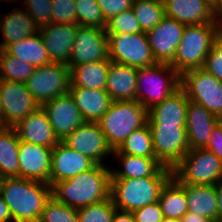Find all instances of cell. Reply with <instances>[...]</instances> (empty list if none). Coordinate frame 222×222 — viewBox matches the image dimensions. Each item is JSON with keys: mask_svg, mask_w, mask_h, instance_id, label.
Instances as JSON below:
<instances>
[{"mask_svg": "<svg viewBox=\"0 0 222 222\" xmlns=\"http://www.w3.org/2000/svg\"><path fill=\"white\" fill-rule=\"evenodd\" d=\"M59 202L79 209L110 198L111 168L96 164L93 168L51 186Z\"/></svg>", "mask_w": 222, "mask_h": 222, "instance_id": "obj_1", "label": "cell"}, {"mask_svg": "<svg viewBox=\"0 0 222 222\" xmlns=\"http://www.w3.org/2000/svg\"><path fill=\"white\" fill-rule=\"evenodd\" d=\"M51 196L50 184L22 177H6L1 194L14 222H39Z\"/></svg>", "mask_w": 222, "mask_h": 222, "instance_id": "obj_2", "label": "cell"}, {"mask_svg": "<svg viewBox=\"0 0 222 222\" xmlns=\"http://www.w3.org/2000/svg\"><path fill=\"white\" fill-rule=\"evenodd\" d=\"M172 176L173 169L164 166L155 176L111 178L110 197L118 210L133 212L157 202L163 186Z\"/></svg>", "mask_w": 222, "mask_h": 222, "instance_id": "obj_3", "label": "cell"}, {"mask_svg": "<svg viewBox=\"0 0 222 222\" xmlns=\"http://www.w3.org/2000/svg\"><path fill=\"white\" fill-rule=\"evenodd\" d=\"M148 110L137 100L113 101L97 122L112 150L118 149L126 138L147 124Z\"/></svg>", "mask_w": 222, "mask_h": 222, "instance_id": "obj_4", "label": "cell"}, {"mask_svg": "<svg viewBox=\"0 0 222 222\" xmlns=\"http://www.w3.org/2000/svg\"><path fill=\"white\" fill-rule=\"evenodd\" d=\"M215 36V23L186 25L170 65L180 75L187 70L202 68Z\"/></svg>", "mask_w": 222, "mask_h": 222, "instance_id": "obj_5", "label": "cell"}, {"mask_svg": "<svg viewBox=\"0 0 222 222\" xmlns=\"http://www.w3.org/2000/svg\"><path fill=\"white\" fill-rule=\"evenodd\" d=\"M179 87L180 74L170 64L156 63L137 68L136 98L147 110L161 103Z\"/></svg>", "mask_w": 222, "mask_h": 222, "instance_id": "obj_6", "label": "cell"}, {"mask_svg": "<svg viewBox=\"0 0 222 222\" xmlns=\"http://www.w3.org/2000/svg\"><path fill=\"white\" fill-rule=\"evenodd\" d=\"M182 184L216 185L222 180V161L206 148L190 149L173 168Z\"/></svg>", "mask_w": 222, "mask_h": 222, "instance_id": "obj_7", "label": "cell"}, {"mask_svg": "<svg viewBox=\"0 0 222 222\" xmlns=\"http://www.w3.org/2000/svg\"><path fill=\"white\" fill-rule=\"evenodd\" d=\"M180 87L189 100L203 105L222 119V81L203 68L191 69L180 75Z\"/></svg>", "mask_w": 222, "mask_h": 222, "instance_id": "obj_8", "label": "cell"}, {"mask_svg": "<svg viewBox=\"0 0 222 222\" xmlns=\"http://www.w3.org/2000/svg\"><path fill=\"white\" fill-rule=\"evenodd\" d=\"M39 106L68 93L71 85L70 68L61 63H53L35 68L24 83Z\"/></svg>", "mask_w": 222, "mask_h": 222, "instance_id": "obj_9", "label": "cell"}, {"mask_svg": "<svg viewBox=\"0 0 222 222\" xmlns=\"http://www.w3.org/2000/svg\"><path fill=\"white\" fill-rule=\"evenodd\" d=\"M109 60L135 68L150 67L157 62L146 33L107 34Z\"/></svg>", "mask_w": 222, "mask_h": 222, "instance_id": "obj_10", "label": "cell"}, {"mask_svg": "<svg viewBox=\"0 0 222 222\" xmlns=\"http://www.w3.org/2000/svg\"><path fill=\"white\" fill-rule=\"evenodd\" d=\"M157 160L173 169L190 150L185 127L149 126Z\"/></svg>", "mask_w": 222, "mask_h": 222, "instance_id": "obj_11", "label": "cell"}, {"mask_svg": "<svg viewBox=\"0 0 222 222\" xmlns=\"http://www.w3.org/2000/svg\"><path fill=\"white\" fill-rule=\"evenodd\" d=\"M109 60L108 36L105 29L79 25L67 66Z\"/></svg>", "mask_w": 222, "mask_h": 222, "instance_id": "obj_12", "label": "cell"}, {"mask_svg": "<svg viewBox=\"0 0 222 222\" xmlns=\"http://www.w3.org/2000/svg\"><path fill=\"white\" fill-rule=\"evenodd\" d=\"M0 90L1 120L4 127L13 128L39 107L24 83L0 80Z\"/></svg>", "mask_w": 222, "mask_h": 222, "instance_id": "obj_13", "label": "cell"}, {"mask_svg": "<svg viewBox=\"0 0 222 222\" xmlns=\"http://www.w3.org/2000/svg\"><path fill=\"white\" fill-rule=\"evenodd\" d=\"M62 142L98 165H104V159L113 154L97 122H84Z\"/></svg>", "mask_w": 222, "mask_h": 222, "instance_id": "obj_14", "label": "cell"}, {"mask_svg": "<svg viewBox=\"0 0 222 222\" xmlns=\"http://www.w3.org/2000/svg\"><path fill=\"white\" fill-rule=\"evenodd\" d=\"M186 25L164 17L153 29L146 32L157 63L171 64Z\"/></svg>", "mask_w": 222, "mask_h": 222, "instance_id": "obj_15", "label": "cell"}, {"mask_svg": "<svg viewBox=\"0 0 222 222\" xmlns=\"http://www.w3.org/2000/svg\"><path fill=\"white\" fill-rule=\"evenodd\" d=\"M41 107L60 141L85 122L69 92L44 103Z\"/></svg>", "mask_w": 222, "mask_h": 222, "instance_id": "obj_16", "label": "cell"}, {"mask_svg": "<svg viewBox=\"0 0 222 222\" xmlns=\"http://www.w3.org/2000/svg\"><path fill=\"white\" fill-rule=\"evenodd\" d=\"M19 177L50 184L52 148L19 141Z\"/></svg>", "mask_w": 222, "mask_h": 222, "instance_id": "obj_17", "label": "cell"}, {"mask_svg": "<svg viewBox=\"0 0 222 222\" xmlns=\"http://www.w3.org/2000/svg\"><path fill=\"white\" fill-rule=\"evenodd\" d=\"M79 25L49 23L39 28L42 42L53 63L68 64L72 45Z\"/></svg>", "mask_w": 222, "mask_h": 222, "instance_id": "obj_18", "label": "cell"}, {"mask_svg": "<svg viewBox=\"0 0 222 222\" xmlns=\"http://www.w3.org/2000/svg\"><path fill=\"white\" fill-rule=\"evenodd\" d=\"M95 165L96 163L89 157L69 148L60 141L52 148L50 186L56 182L70 179Z\"/></svg>", "mask_w": 222, "mask_h": 222, "instance_id": "obj_19", "label": "cell"}, {"mask_svg": "<svg viewBox=\"0 0 222 222\" xmlns=\"http://www.w3.org/2000/svg\"><path fill=\"white\" fill-rule=\"evenodd\" d=\"M220 120L203 105L189 100L185 125L189 148H204L211 137L213 128Z\"/></svg>", "mask_w": 222, "mask_h": 222, "instance_id": "obj_20", "label": "cell"}, {"mask_svg": "<svg viewBox=\"0 0 222 222\" xmlns=\"http://www.w3.org/2000/svg\"><path fill=\"white\" fill-rule=\"evenodd\" d=\"M188 102L189 98L179 87L161 103L148 110V125L185 127Z\"/></svg>", "mask_w": 222, "mask_h": 222, "instance_id": "obj_21", "label": "cell"}, {"mask_svg": "<svg viewBox=\"0 0 222 222\" xmlns=\"http://www.w3.org/2000/svg\"><path fill=\"white\" fill-rule=\"evenodd\" d=\"M13 128L19 140L28 143L54 148L60 142L41 106Z\"/></svg>", "mask_w": 222, "mask_h": 222, "instance_id": "obj_22", "label": "cell"}, {"mask_svg": "<svg viewBox=\"0 0 222 222\" xmlns=\"http://www.w3.org/2000/svg\"><path fill=\"white\" fill-rule=\"evenodd\" d=\"M165 16L184 25L214 23L212 5L205 0H163Z\"/></svg>", "mask_w": 222, "mask_h": 222, "instance_id": "obj_23", "label": "cell"}, {"mask_svg": "<svg viewBox=\"0 0 222 222\" xmlns=\"http://www.w3.org/2000/svg\"><path fill=\"white\" fill-rule=\"evenodd\" d=\"M137 68L110 61L105 90L112 101L137 100Z\"/></svg>", "mask_w": 222, "mask_h": 222, "instance_id": "obj_24", "label": "cell"}, {"mask_svg": "<svg viewBox=\"0 0 222 222\" xmlns=\"http://www.w3.org/2000/svg\"><path fill=\"white\" fill-rule=\"evenodd\" d=\"M68 92L85 122H98L113 102L106 90L70 87Z\"/></svg>", "mask_w": 222, "mask_h": 222, "instance_id": "obj_25", "label": "cell"}, {"mask_svg": "<svg viewBox=\"0 0 222 222\" xmlns=\"http://www.w3.org/2000/svg\"><path fill=\"white\" fill-rule=\"evenodd\" d=\"M21 9L16 7L7 14H4V16L0 14V31H2L3 36L2 42L0 41V48L2 50L9 44L18 42L39 31V28L28 13L23 7Z\"/></svg>", "mask_w": 222, "mask_h": 222, "instance_id": "obj_26", "label": "cell"}, {"mask_svg": "<svg viewBox=\"0 0 222 222\" xmlns=\"http://www.w3.org/2000/svg\"><path fill=\"white\" fill-rule=\"evenodd\" d=\"M121 162V170L111 168V178H143L155 176L164 166L157 158L122 154L113 150L112 157Z\"/></svg>", "mask_w": 222, "mask_h": 222, "instance_id": "obj_27", "label": "cell"}, {"mask_svg": "<svg viewBox=\"0 0 222 222\" xmlns=\"http://www.w3.org/2000/svg\"><path fill=\"white\" fill-rule=\"evenodd\" d=\"M188 212L217 222V192L215 185L185 184Z\"/></svg>", "mask_w": 222, "mask_h": 222, "instance_id": "obj_28", "label": "cell"}, {"mask_svg": "<svg viewBox=\"0 0 222 222\" xmlns=\"http://www.w3.org/2000/svg\"><path fill=\"white\" fill-rule=\"evenodd\" d=\"M110 60L83 63L70 68V87L105 90Z\"/></svg>", "mask_w": 222, "mask_h": 222, "instance_id": "obj_29", "label": "cell"}, {"mask_svg": "<svg viewBox=\"0 0 222 222\" xmlns=\"http://www.w3.org/2000/svg\"><path fill=\"white\" fill-rule=\"evenodd\" d=\"M158 201L165 219L180 220L188 212L185 184L174 176L163 186Z\"/></svg>", "mask_w": 222, "mask_h": 222, "instance_id": "obj_30", "label": "cell"}, {"mask_svg": "<svg viewBox=\"0 0 222 222\" xmlns=\"http://www.w3.org/2000/svg\"><path fill=\"white\" fill-rule=\"evenodd\" d=\"M9 55L29 63L35 68L51 63L48 52L42 42L40 32L9 44L4 49Z\"/></svg>", "mask_w": 222, "mask_h": 222, "instance_id": "obj_31", "label": "cell"}, {"mask_svg": "<svg viewBox=\"0 0 222 222\" xmlns=\"http://www.w3.org/2000/svg\"><path fill=\"white\" fill-rule=\"evenodd\" d=\"M19 141L14 128L0 131V174L5 177H19Z\"/></svg>", "mask_w": 222, "mask_h": 222, "instance_id": "obj_32", "label": "cell"}, {"mask_svg": "<svg viewBox=\"0 0 222 222\" xmlns=\"http://www.w3.org/2000/svg\"><path fill=\"white\" fill-rule=\"evenodd\" d=\"M132 10L143 32L156 27L165 17L163 0H134Z\"/></svg>", "mask_w": 222, "mask_h": 222, "instance_id": "obj_33", "label": "cell"}, {"mask_svg": "<svg viewBox=\"0 0 222 222\" xmlns=\"http://www.w3.org/2000/svg\"><path fill=\"white\" fill-rule=\"evenodd\" d=\"M117 150L122 154L156 158L148 123L141 129L133 131Z\"/></svg>", "mask_w": 222, "mask_h": 222, "instance_id": "obj_34", "label": "cell"}, {"mask_svg": "<svg viewBox=\"0 0 222 222\" xmlns=\"http://www.w3.org/2000/svg\"><path fill=\"white\" fill-rule=\"evenodd\" d=\"M34 70L33 65L22 62L19 58L9 55L5 50L1 49L0 80L25 83Z\"/></svg>", "mask_w": 222, "mask_h": 222, "instance_id": "obj_35", "label": "cell"}, {"mask_svg": "<svg viewBox=\"0 0 222 222\" xmlns=\"http://www.w3.org/2000/svg\"><path fill=\"white\" fill-rule=\"evenodd\" d=\"M76 24L81 26H94L106 28L107 21L104 19L97 0H75Z\"/></svg>", "mask_w": 222, "mask_h": 222, "instance_id": "obj_36", "label": "cell"}, {"mask_svg": "<svg viewBox=\"0 0 222 222\" xmlns=\"http://www.w3.org/2000/svg\"><path fill=\"white\" fill-rule=\"evenodd\" d=\"M111 197L77 209L79 222H112L115 210Z\"/></svg>", "mask_w": 222, "mask_h": 222, "instance_id": "obj_37", "label": "cell"}, {"mask_svg": "<svg viewBox=\"0 0 222 222\" xmlns=\"http://www.w3.org/2000/svg\"><path fill=\"white\" fill-rule=\"evenodd\" d=\"M39 222H79L77 209L69 207L51 196L46 202Z\"/></svg>", "mask_w": 222, "mask_h": 222, "instance_id": "obj_38", "label": "cell"}, {"mask_svg": "<svg viewBox=\"0 0 222 222\" xmlns=\"http://www.w3.org/2000/svg\"><path fill=\"white\" fill-rule=\"evenodd\" d=\"M106 34H136L143 32L132 9H127L107 20Z\"/></svg>", "mask_w": 222, "mask_h": 222, "instance_id": "obj_39", "label": "cell"}, {"mask_svg": "<svg viewBox=\"0 0 222 222\" xmlns=\"http://www.w3.org/2000/svg\"><path fill=\"white\" fill-rule=\"evenodd\" d=\"M22 5L38 28L51 23L52 0H24Z\"/></svg>", "mask_w": 222, "mask_h": 222, "instance_id": "obj_40", "label": "cell"}, {"mask_svg": "<svg viewBox=\"0 0 222 222\" xmlns=\"http://www.w3.org/2000/svg\"><path fill=\"white\" fill-rule=\"evenodd\" d=\"M51 22L76 24L75 0H52Z\"/></svg>", "mask_w": 222, "mask_h": 222, "instance_id": "obj_41", "label": "cell"}, {"mask_svg": "<svg viewBox=\"0 0 222 222\" xmlns=\"http://www.w3.org/2000/svg\"><path fill=\"white\" fill-rule=\"evenodd\" d=\"M211 73L215 78L222 81V39L215 36L212 42V48L208 53L202 67Z\"/></svg>", "mask_w": 222, "mask_h": 222, "instance_id": "obj_42", "label": "cell"}, {"mask_svg": "<svg viewBox=\"0 0 222 222\" xmlns=\"http://www.w3.org/2000/svg\"><path fill=\"white\" fill-rule=\"evenodd\" d=\"M136 222H162L165 218L159 201L132 212Z\"/></svg>", "mask_w": 222, "mask_h": 222, "instance_id": "obj_43", "label": "cell"}, {"mask_svg": "<svg viewBox=\"0 0 222 222\" xmlns=\"http://www.w3.org/2000/svg\"><path fill=\"white\" fill-rule=\"evenodd\" d=\"M133 1L134 0H97L106 21L124 10L132 9Z\"/></svg>", "mask_w": 222, "mask_h": 222, "instance_id": "obj_44", "label": "cell"}, {"mask_svg": "<svg viewBox=\"0 0 222 222\" xmlns=\"http://www.w3.org/2000/svg\"><path fill=\"white\" fill-rule=\"evenodd\" d=\"M204 148L210 150L222 161V120L213 128L211 137Z\"/></svg>", "mask_w": 222, "mask_h": 222, "instance_id": "obj_45", "label": "cell"}, {"mask_svg": "<svg viewBox=\"0 0 222 222\" xmlns=\"http://www.w3.org/2000/svg\"><path fill=\"white\" fill-rule=\"evenodd\" d=\"M112 222H136L132 212H126L116 209Z\"/></svg>", "mask_w": 222, "mask_h": 222, "instance_id": "obj_46", "label": "cell"}, {"mask_svg": "<svg viewBox=\"0 0 222 222\" xmlns=\"http://www.w3.org/2000/svg\"><path fill=\"white\" fill-rule=\"evenodd\" d=\"M12 215L8 205L4 199L0 196V222H11Z\"/></svg>", "mask_w": 222, "mask_h": 222, "instance_id": "obj_47", "label": "cell"}, {"mask_svg": "<svg viewBox=\"0 0 222 222\" xmlns=\"http://www.w3.org/2000/svg\"><path fill=\"white\" fill-rule=\"evenodd\" d=\"M217 192V222H222V180L216 185Z\"/></svg>", "mask_w": 222, "mask_h": 222, "instance_id": "obj_48", "label": "cell"}, {"mask_svg": "<svg viewBox=\"0 0 222 222\" xmlns=\"http://www.w3.org/2000/svg\"><path fill=\"white\" fill-rule=\"evenodd\" d=\"M181 222H211L204 216L197 215L192 212H187L181 219Z\"/></svg>", "mask_w": 222, "mask_h": 222, "instance_id": "obj_49", "label": "cell"}, {"mask_svg": "<svg viewBox=\"0 0 222 222\" xmlns=\"http://www.w3.org/2000/svg\"><path fill=\"white\" fill-rule=\"evenodd\" d=\"M216 36L222 39V11L215 14Z\"/></svg>", "mask_w": 222, "mask_h": 222, "instance_id": "obj_50", "label": "cell"}, {"mask_svg": "<svg viewBox=\"0 0 222 222\" xmlns=\"http://www.w3.org/2000/svg\"><path fill=\"white\" fill-rule=\"evenodd\" d=\"M212 8L215 14L222 11V0H216Z\"/></svg>", "mask_w": 222, "mask_h": 222, "instance_id": "obj_51", "label": "cell"}, {"mask_svg": "<svg viewBox=\"0 0 222 222\" xmlns=\"http://www.w3.org/2000/svg\"><path fill=\"white\" fill-rule=\"evenodd\" d=\"M5 179H6V177L3 176L2 174H0V196L2 194V190H3V185H4V182H5Z\"/></svg>", "mask_w": 222, "mask_h": 222, "instance_id": "obj_52", "label": "cell"}, {"mask_svg": "<svg viewBox=\"0 0 222 222\" xmlns=\"http://www.w3.org/2000/svg\"><path fill=\"white\" fill-rule=\"evenodd\" d=\"M162 222H181L180 220L164 219Z\"/></svg>", "mask_w": 222, "mask_h": 222, "instance_id": "obj_53", "label": "cell"}, {"mask_svg": "<svg viewBox=\"0 0 222 222\" xmlns=\"http://www.w3.org/2000/svg\"><path fill=\"white\" fill-rule=\"evenodd\" d=\"M1 107H2V94L0 90V117H1Z\"/></svg>", "mask_w": 222, "mask_h": 222, "instance_id": "obj_54", "label": "cell"}, {"mask_svg": "<svg viewBox=\"0 0 222 222\" xmlns=\"http://www.w3.org/2000/svg\"><path fill=\"white\" fill-rule=\"evenodd\" d=\"M205 1H207L210 5H214L215 4V2H216V0H205Z\"/></svg>", "mask_w": 222, "mask_h": 222, "instance_id": "obj_55", "label": "cell"}, {"mask_svg": "<svg viewBox=\"0 0 222 222\" xmlns=\"http://www.w3.org/2000/svg\"><path fill=\"white\" fill-rule=\"evenodd\" d=\"M4 128V125L2 123L1 117H0V131Z\"/></svg>", "mask_w": 222, "mask_h": 222, "instance_id": "obj_56", "label": "cell"}]
</instances>
